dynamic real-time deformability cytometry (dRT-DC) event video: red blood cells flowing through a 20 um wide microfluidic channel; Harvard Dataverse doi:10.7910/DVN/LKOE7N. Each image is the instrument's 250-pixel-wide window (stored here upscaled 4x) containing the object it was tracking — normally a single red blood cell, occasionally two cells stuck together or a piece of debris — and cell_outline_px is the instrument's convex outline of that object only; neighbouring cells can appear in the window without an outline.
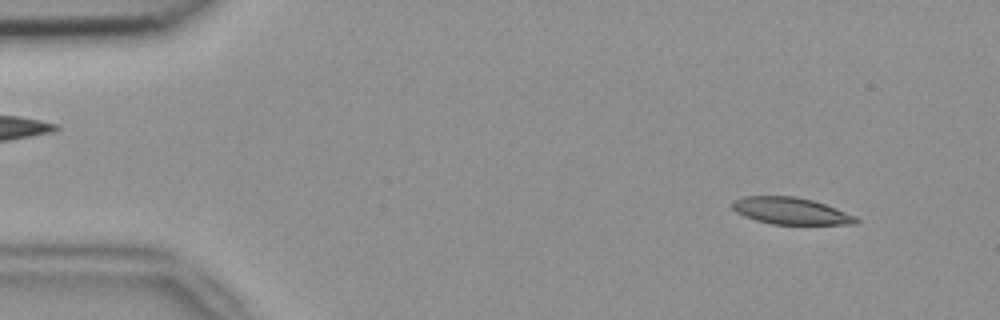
{"species": "common noctule bat (a hibernating species)", "species_latin": "Nyctalus noctula", "temperature_condition": "room temperature", "stored_images_in_passage": 53, "camera_frame_rate_fps": 3000, "um_per_image_px": 0.085, "animal": {"sex": "female", "body_mass_g": 18.4}, "frame": {"image": 1, "passage_image": 4, "time_ms": 1.0, "image_size_px": [1000, 320], "cell_outline_px": [[860, 220], [856, 224], [772, 224], [756, 220], [744, 216], [736, 212], [732, 208], [732, 200], [744, 196], [796, 196], [812, 200], [836, 208], [856, 216]], "centroid_in_image_um": [67.2, 17.92], "position_along_channel_um": 17.8, "area_um2": 19.36}}
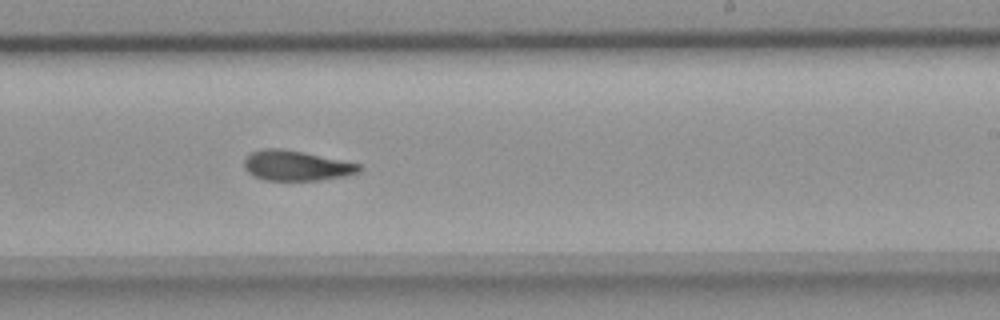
{"frame": {"image": 2, "passage_image": 31, "time_ms": 10.0, "image_size_px": [1000, 320], "cell_outline_px": [[364, 168], [360, 172], [344, 176], [320, 180], [264, 180], [248, 172], [244, 168], [244, 160], [252, 152], [264, 148], [280, 148], [304, 152], [360, 164]], "centroid_in_image_um": [25.2, 14.08], "position_along_channel_um": 263.8, "area_um2": 20.11}}
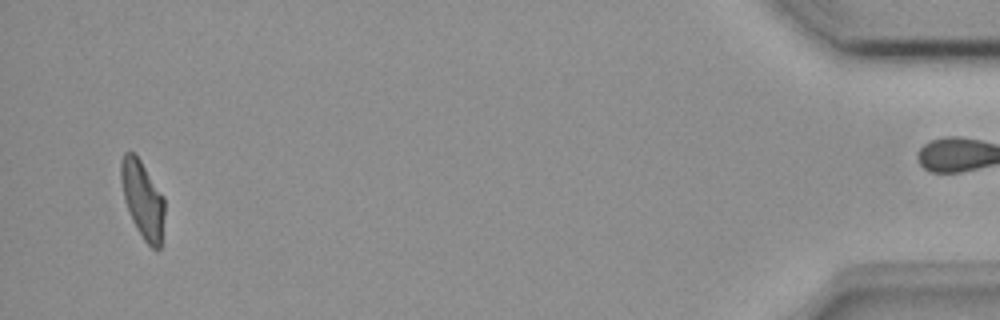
{"frame": {"image": 3, "passage_image": 50, "time_ms": 16.333, "image_size_px": [1000, 320], "cell_outline_px": [[164, 216], [160, 248], [156, 252], [144, 240], [136, 228], [132, 220], [124, 200], [120, 180], [120, 160], [124, 152], [132, 152], [140, 160], [164, 196]], "centroid_in_image_um": [12.11, 16.96], "position_along_channel_um": 423.1, "area_um2": 19.71}, "authors_computed_cell_mechanics": {"area_um2": 20.4034, "velocity_mm_per_s": 3.8113, "shape_relaxation_time_tau1_ms": 8.3892, "shape_relaxation_time_tau2_ms": 3.4752, "deformation_change_tau1": 0.2138, "deformation_change_tau2": 0.1098}}